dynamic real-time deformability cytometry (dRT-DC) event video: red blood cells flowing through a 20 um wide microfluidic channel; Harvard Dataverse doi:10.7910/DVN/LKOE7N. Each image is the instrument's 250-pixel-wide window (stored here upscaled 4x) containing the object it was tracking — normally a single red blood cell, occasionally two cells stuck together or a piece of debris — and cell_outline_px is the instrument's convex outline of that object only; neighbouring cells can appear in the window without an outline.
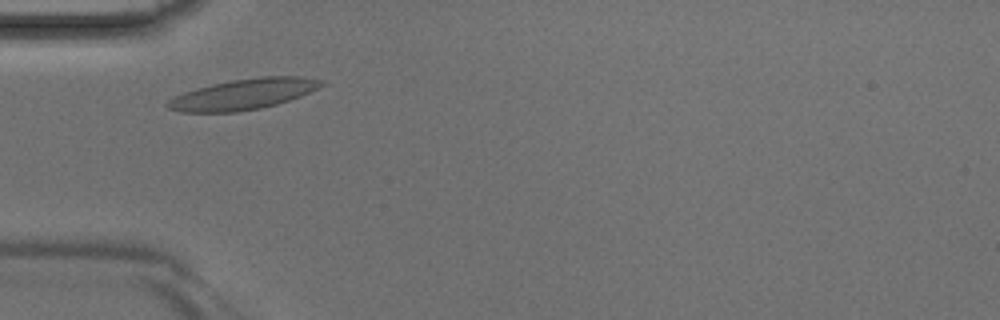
{"species": "Egyptian fruit bat (a non-hibernating species)", "species_latin": "Rousettus aegyptiacus", "temperature_condition": "room temperature", "stored_images_in_passage": 35, "camera_frame_rate_fps": 3000, "um_per_image_px": 0.085, "animal": {"sex": "male"}, "frame": {"image": 1, "passage_image": 5, "time_ms": 1.333, "image_size_px": [1000, 320], "cell_outline_px": [[324, 84], [300, 96], [276, 104], [260, 108], [236, 112], [180, 112], [168, 108], [164, 104], [168, 100], [184, 92], [212, 84], [232, 80], [260, 76], [304, 76], [324, 80]], "centroid_in_image_um": [20.68, 8.0], "position_along_channel_um": 64.3, "area_um2": 27.28}}
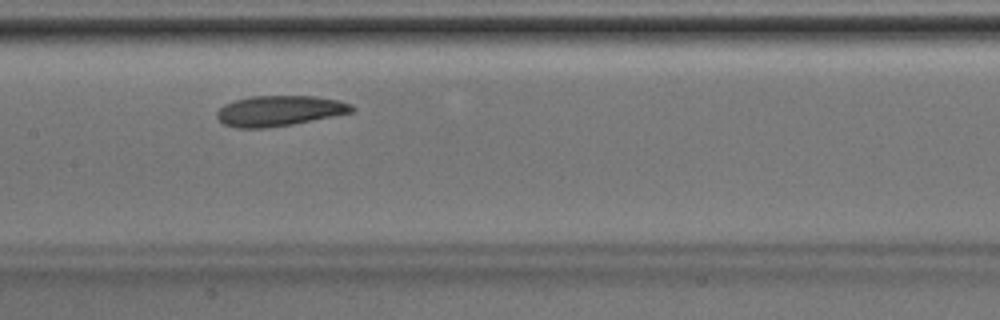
{"frame": {"image": 2, "passage_image": 13, "time_ms": 4.0, "image_size_px": [1000, 320], "cell_outline_px": [[356, 108], [352, 112], [292, 124], [268, 128], [236, 128], [224, 124], [216, 116], [216, 112], [224, 104], [236, 100], [252, 96], [312, 96], [336, 100], [352, 104]], "centroid_in_image_um": [23.72, 9.42], "position_along_channel_um": 183.7, "area_um2": 23.76}}
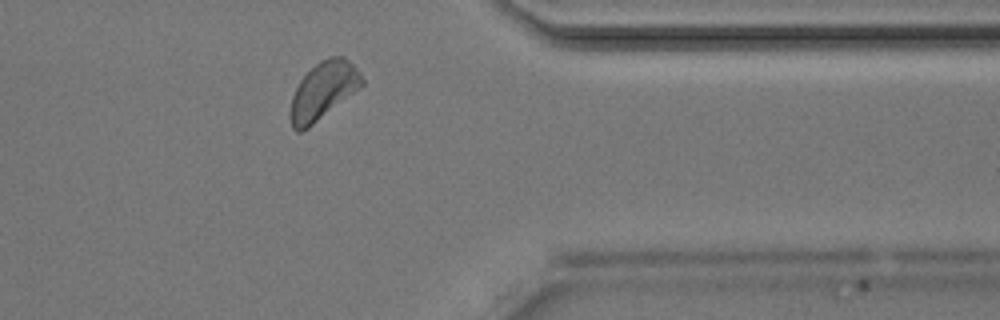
{"frame": {"image": 3, "passage_image": 27, "time_ms": 8.667, "image_size_px": [1000, 320], "cell_outline_px": [[364, 84], [360, 88], [308, 128], [300, 132], [296, 132], [292, 128], [288, 116], [288, 112], [292, 96], [300, 80], [320, 60], [328, 56], [344, 56], [360, 72], [364, 80]], "centroid_in_image_um": [27.45, 7.72], "position_along_channel_um": 384.0, "area_um2": 24.04}}